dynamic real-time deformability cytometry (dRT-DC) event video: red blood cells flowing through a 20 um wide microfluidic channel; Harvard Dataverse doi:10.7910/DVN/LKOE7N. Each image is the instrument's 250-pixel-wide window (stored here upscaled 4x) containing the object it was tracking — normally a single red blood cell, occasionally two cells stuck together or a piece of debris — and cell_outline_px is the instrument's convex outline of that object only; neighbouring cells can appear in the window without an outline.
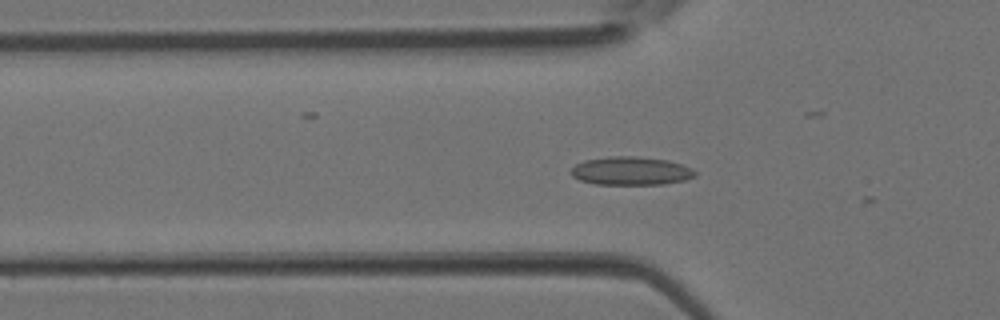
{"species": "Egyptian fruit bat (a non-hibernating species)", "species_latin": "Rousettus aegyptiacus", "temperature_condition": "room temperature", "stored_images_in_passage": 3, "camera_frame_rate_fps": 3000, "um_per_image_px": 0.085, "animal": {"sex": "female"}, "frame": {"image": 1, "passage_image": 3, "time_ms": 0.667, "image_size_px": [1000, 320], "cell_outline_px": [[696, 176], [684, 180], [664, 184], [596, 184], [580, 180], [572, 176], [568, 172], [576, 164], [584, 160], [608, 156], [636, 156], [668, 160], [692, 168], [696, 172]], "centroid_in_image_um": [53.61, 14.52], "position_along_channel_um": 72.2, "area_um2": 20.58}}